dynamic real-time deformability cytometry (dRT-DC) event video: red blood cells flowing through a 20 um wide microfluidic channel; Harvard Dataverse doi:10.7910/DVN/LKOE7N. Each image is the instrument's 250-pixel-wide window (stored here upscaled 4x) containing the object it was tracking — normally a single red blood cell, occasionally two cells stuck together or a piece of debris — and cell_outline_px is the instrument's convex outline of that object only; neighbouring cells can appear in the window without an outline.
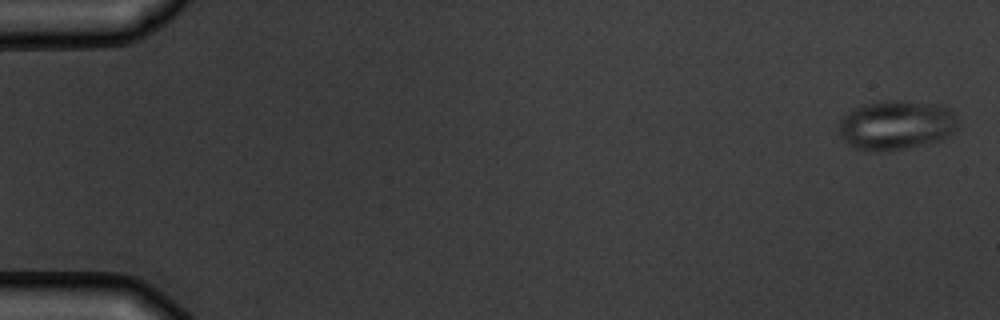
{"species": "common noctule bat (a hibernating species)", "species_latin": "Nyctalus noctula", "temperature_condition": "warm", "stored_images_in_passage": 7, "camera_frame_rate_fps": 3000, "um_per_image_px": 0.085, "animal": {"sex": "male", "body_mass_g": 19.5, "forearm_length_mm": 54.6}, "frame": {"image": 1, "passage_image": 1, "time_ms": 0.0, "image_size_px": [1000, 320], "cell_outline_px": [[960, 124], [956, 132], [940, 140], [908, 148], [856, 148], [848, 144], [840, 136], [840, 120], [852, 108], [864, 104], [888, 100], [904, 100], [944, 104], [956, 116]], "centroid_in_image_um": [76.27, 10.57], "position_along_channel_um": 8.7, "area_um2": 34.04}}